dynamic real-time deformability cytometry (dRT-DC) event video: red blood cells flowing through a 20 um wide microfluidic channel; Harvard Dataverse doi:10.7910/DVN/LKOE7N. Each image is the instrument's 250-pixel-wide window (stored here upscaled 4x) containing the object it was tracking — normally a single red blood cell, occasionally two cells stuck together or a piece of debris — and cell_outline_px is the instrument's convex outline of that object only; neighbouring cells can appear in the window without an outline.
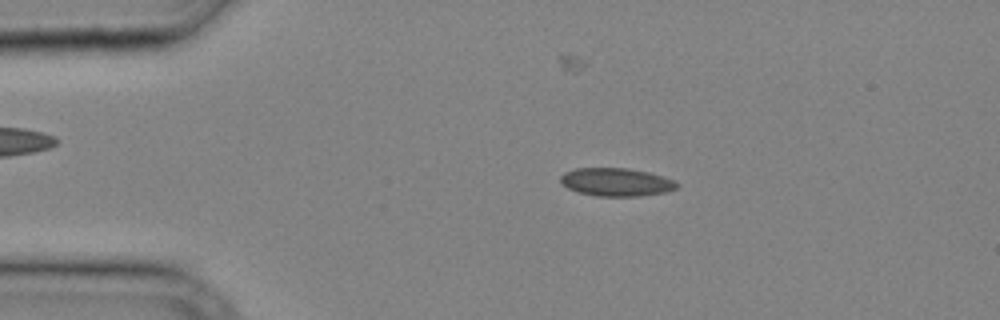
{"species": "common noctule bat (a hibernating species)", "species_latin": "Nyctalus noctula", "temperature_condition": "cold", "stored_images_in_passage": 34, "camera_frame_rate_fps": 3000, "um_per_image_px": 0.085, "animal": {"sex": "male", "body_mass_g": 20.4}, "frame": {"image": 1, "passage_image": 6, "time_ms": 1.667, "image_size_px": [1000, 320], "cell_outline_px": [[680, 184], [676, 188], [668, 192], [640, 196], [596, 196], [576, 192], [560, 184], [560, 176], [564, 172], [576, 168], [628, 168], [648, 172], [664, 176]], "centroid_in_image_um": [52.36, 15.48], "position_along_channel_um": 32.6, "area_um2": 19.31}}
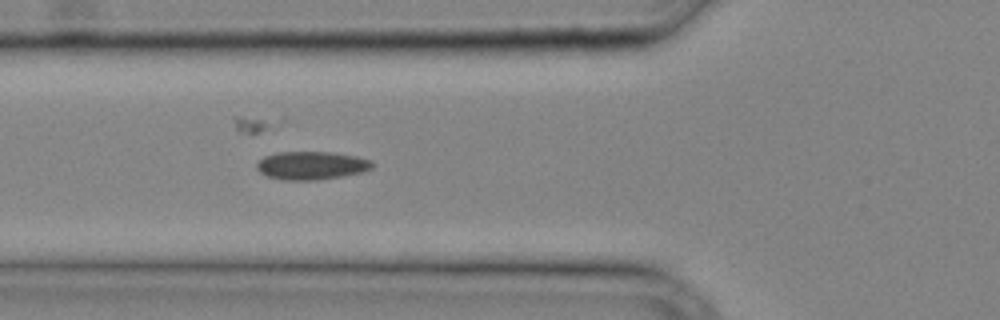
{"frame": {"image": 2, "passage_image": 12, "time_ms": 3.667, "image_size_px": [1000, 320], "cell_outline_px": [[372, 168], [364, 172], [316, 180], [284, 180], [268, 176], [260, 172], [256, 168], [256, 164], [264, 156], [276, 152], [332, 152], [356, 156], [372, 160]], "centroid_in_image_um": [26.47, 14.06], "position_along_channel_um": 99.3, "area_um2": 18.96}}
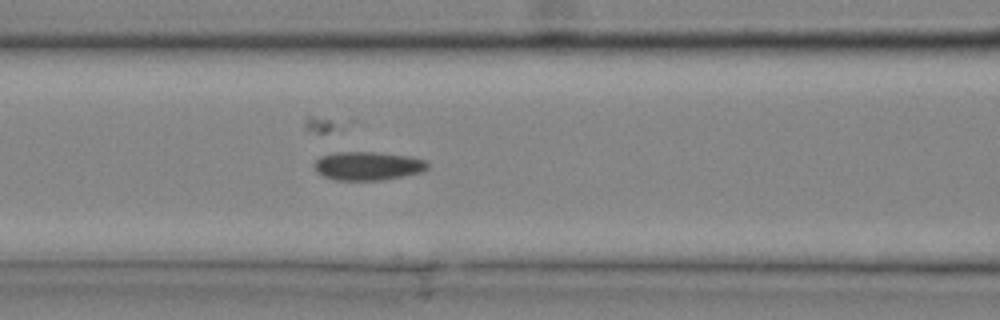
{"frame": {"image": 3, "passage_image": 14, "time_ms": 4.333, "image_size_px": [1000, 320], "cell_outline_px": [[428, 168], [420, 172], [384, 180], [336, 180], [324, 176], [316, 172], [312, 164], [320, 156], [336, 152], [380, 152], [412, 156], [428, 160]], "centroid_in_image_um": [31.27, 14.09], "position_along_channel_um": 135.3, "area_um2": 19.13}}